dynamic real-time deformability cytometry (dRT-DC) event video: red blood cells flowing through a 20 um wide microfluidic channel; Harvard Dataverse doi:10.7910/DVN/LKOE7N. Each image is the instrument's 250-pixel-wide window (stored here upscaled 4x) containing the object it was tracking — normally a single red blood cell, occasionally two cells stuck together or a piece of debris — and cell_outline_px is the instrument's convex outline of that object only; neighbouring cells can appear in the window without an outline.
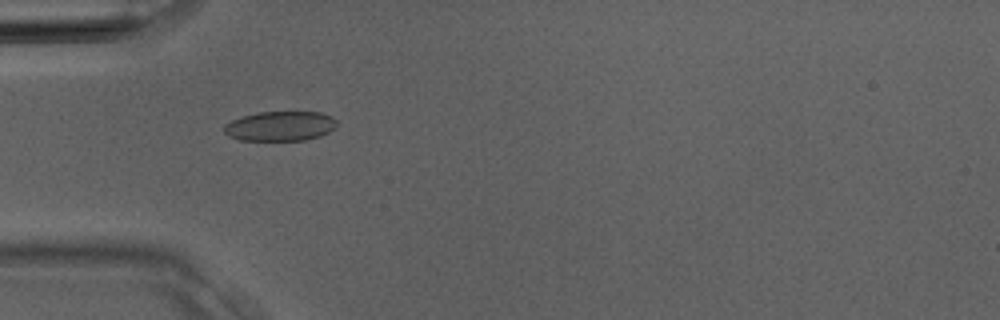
{"species": "Egyptian fruit bat (a non-hibernating species)", "species_latin": "Rousettus aegyptiacus", "temperature_condition": "room temperature", "stored_images_in_passage": 4, "camera_frame_rate_fps": 3000, "um_per_image_px": 0.085, "animal": {"sex": "male"}, "frame": {"image": 1, "passage_image": 3, "time_ms": 0.667, "image_size_px": [1000, 320], "cell_outline_px": [[336, 124], [328, 132], [320, 136], [304, 140], [240, 140], [228, 136], [224, 132], [224, 124], [240, 116], [260, 112], [320, 112], [332, 116], [336, 120]], "centroid_in_image_um": [23.78, 10.71], "position_along_channel_um": 61.2, "area_um2": 19.48}}